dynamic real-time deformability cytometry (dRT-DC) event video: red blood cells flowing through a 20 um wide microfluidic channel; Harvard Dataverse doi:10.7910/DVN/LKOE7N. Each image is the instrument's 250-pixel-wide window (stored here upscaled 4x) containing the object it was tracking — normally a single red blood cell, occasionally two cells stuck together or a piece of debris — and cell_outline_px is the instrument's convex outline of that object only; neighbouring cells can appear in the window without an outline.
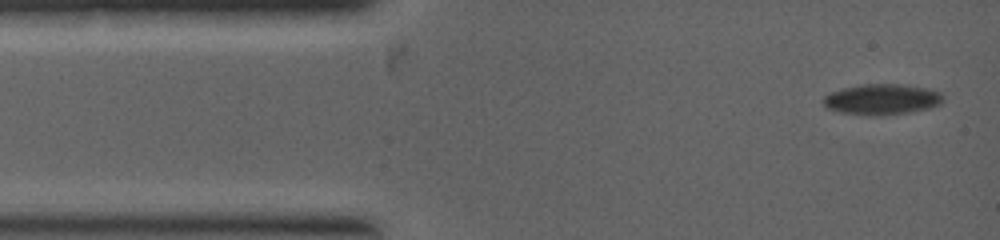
{"species": "common noctule bat (a hibernating species)", "species_latin": "Nyctalus noctula", "temperature_condition": "warm", "stored_images_in_passage": 28, "camera_frame_rate_fps": 5000, "um_per_image_px": 0.085, "animal": {"sex": "female", "body_mass_g": 19.0, "forearm_length_mm": 53.3}, "frame": {"image": 1, "passage_image": 1, "time_ms": 0.0, "image_size_px": [1000, 240], "cell_outline_px": [[944, 100], [940, 104], [928, 108], [908, 112], [876, 116], [840, 112], [824, 108], [824, 96], [832, 92], [844, 88], [864, 84], [900, 84], [928, 88], [940, 92], [944, 96]], "centroid_in_image_um": [74.98, 8.44], "position_along_channel_um": 10.0, "area_um2": 21.33}}
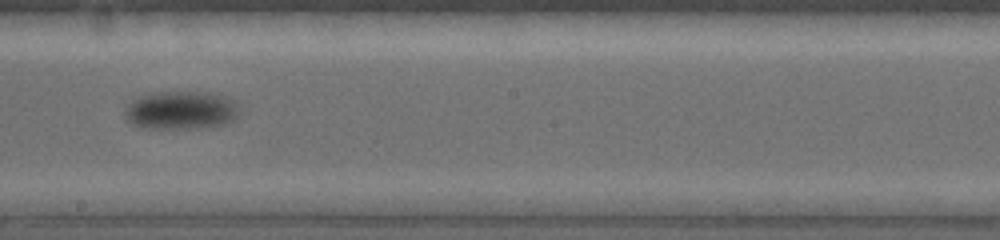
{"frame": {"image": 2, "passage_image": 16, "time_ms": 4.6, "image_size_px": [1000, 240], "cell_outline_px": [[240, 112], [232, 120], [224, 124], [200, 128], [148, 128], [132, 124], [124, 116], [124, 108], [132, 100], [140, 96], [160, 92], [208, 92], [228, 96], [236, 104]], "centroid_in_image_um": [15.38, 9.37], "position_along_channel_um": 232.8, "area_um2": 25.55}}
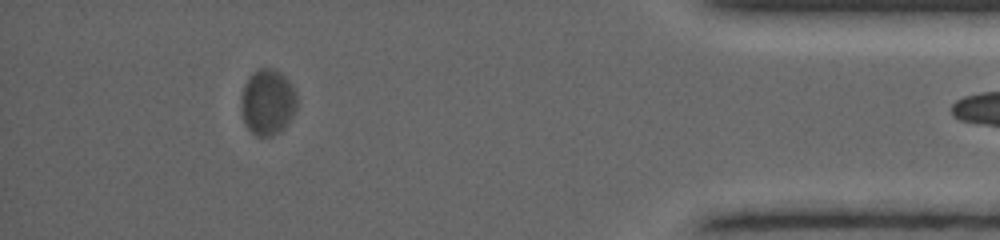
{"frame": {"image": 3, "passage_image": 27, "time_ms": 8.2, "image_size_px": [1000, 240], "cell_outline_px": [[296, 108], [292, 116], [284, 128], [280, 132], [272, 136], [256, 136], [244, 124], [240, 108], [240, 100], [244, 84], [248, 76], [252, 72], [260, 68], [272, 68], [280, 72], [288, 80], [296, 92]], "centroid_in_image_um": [22.72, 8.68], "position_along_channel_um": 412.5, "area_um2": 21.68}}